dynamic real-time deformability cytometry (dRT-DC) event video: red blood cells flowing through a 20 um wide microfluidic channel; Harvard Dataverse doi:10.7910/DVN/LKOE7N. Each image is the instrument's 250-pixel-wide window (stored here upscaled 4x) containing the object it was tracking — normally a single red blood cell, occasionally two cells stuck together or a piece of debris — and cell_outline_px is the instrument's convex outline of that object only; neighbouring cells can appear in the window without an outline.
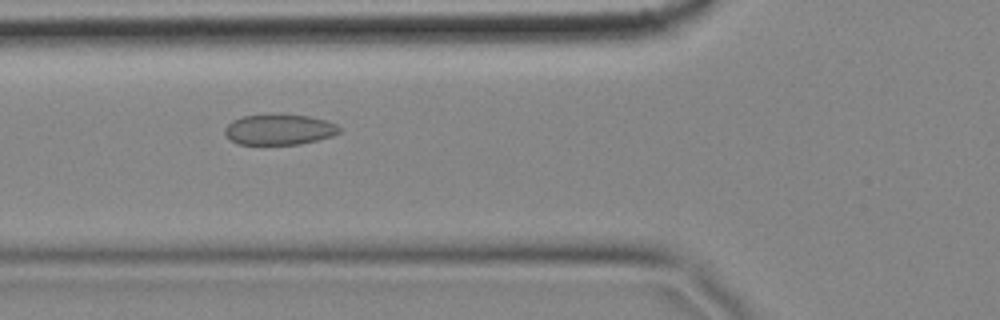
{"species": "common noctule bat (a hibernating species)", "species_latin": "Nyctalus noctula", "temperature_condition": "cold", "stored_images_in_passage": 9, "camera_frame_rate_fps": 3000, "um_per_image_px": 0.085, "animal": {"sex": "female", "body_mass_g": 18.4}, "frame": {"image": 1, "passage_image": 6, "time_ms": 1.667, "image_size_px": [1000, 320], "cell_outline_px": [[340, 132], [332, 136], [300, 144], [236, 144], [224, 132], [224, 128], [232, 120], [240, 116], [272, 112], [308, 116], [324, 120], [336, 124], [340, 128]], "centroid_in_image_um": [23.69, 10.97], "position_along_channel_um": 102.1, "area_um2": 20.81}}
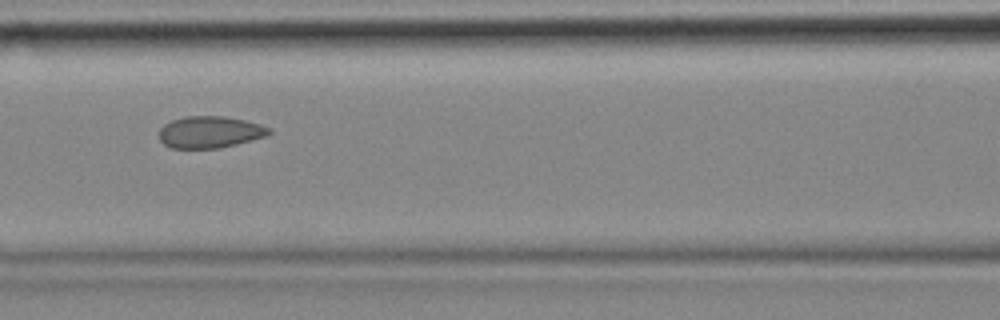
{"frame": {"image": 2, "passage_image": 7, "time_ms": 2.0, "image_size_px": [1000, 320], "cell_outline_px": [[272, 132], [268, 136], [220, 148], [172, 148], [164, 144], [160, 140], [160, 128], [164, 124], [172, 120], [184, 116], [224, 116], [244, 120], [260, 124], [272, 128]], "centroid_in_image_um": [17.87, 11.22], "position_along_channel_um": 148.7, "area_um2": 20.46}}